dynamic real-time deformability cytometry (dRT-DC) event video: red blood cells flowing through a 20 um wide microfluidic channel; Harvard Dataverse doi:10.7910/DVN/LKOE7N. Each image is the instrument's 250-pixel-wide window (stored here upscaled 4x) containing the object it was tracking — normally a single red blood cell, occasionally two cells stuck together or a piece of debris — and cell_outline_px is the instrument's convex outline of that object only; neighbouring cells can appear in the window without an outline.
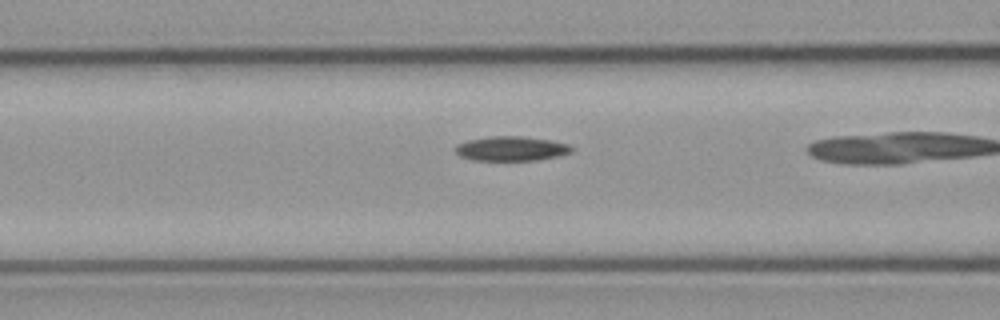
{"species": "common noctule bat (a hibernating species)", "species_latin": "Nyctalus noctula", "temperature_condition": "cold", "stored_images_in_passage": 39, "camera_frame_rate_fps": 3000, "um_per_image_px": 0.085, "animal": {"sex": "male", "body_mass_g": 23.1, "forearm_length_mm": 52.7}, "frame": {"image": 1, "passage_image": 19, "time_ms": 6.0, "image_size_px": [1000, 320], "cell_outline_px": [[572, 152], [560, 156], [536, 160], [476, 160], [460, 156], [456, 152], [456, 144], [468, 140], [492, 136], [524, 136], [548, 140], [568, 144], [572, 148]], "centroid_in_image_um": [43.47, 12.63], "position_along_channel_um": 123.1, "area_um2": 16.47}}
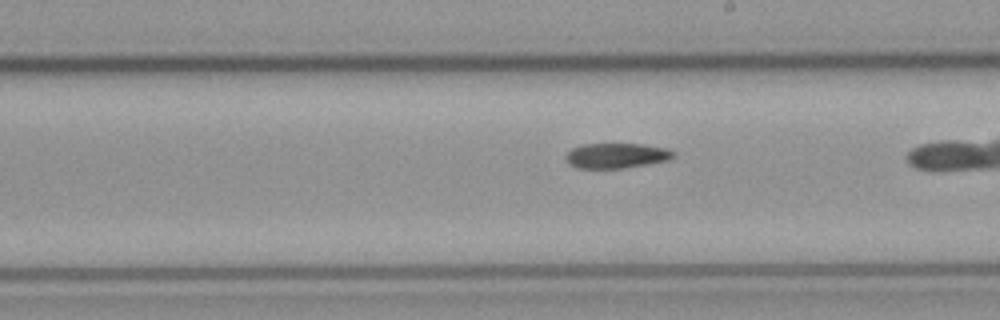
{"frame": {"image": 2, "passage_image": 28, "time_ms": 9.0, "image_size_px": [1000, 320], "cell_outline_px": [[676, 156], [668, 160], [624, 168], [580, 168], [568, 164], [564, 156], [572, 148], [584, 144], [640, 144], [668, 148], [676, 152]], "centroid_in_image_um": [52.41, 13.22], "position_along_channel_um": 236.6, "area_um2": 15.78}}
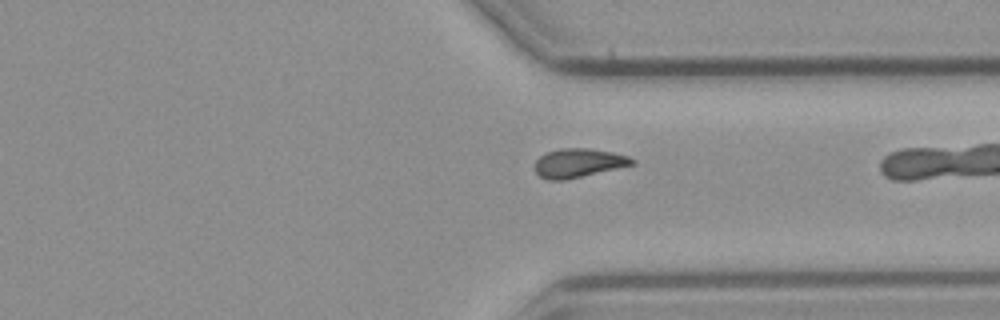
{"frame": {"image": 3, "passage_image": 38, "time_ms": 12.333, "image_size_px": [1000, 320], "cell_outline_px": [[636, 164], [564, 180], [548, 180], [540, 176], [536, 172], [536, 160], [540, 156], [548, 152], [560, 148], [588, 148], [612, 152], [628, 156], [636, 160]], "centroid_in_image_um": [49.2, 13.85], "position_along_channel_um": 362.2, "area_um2": 16.24}}